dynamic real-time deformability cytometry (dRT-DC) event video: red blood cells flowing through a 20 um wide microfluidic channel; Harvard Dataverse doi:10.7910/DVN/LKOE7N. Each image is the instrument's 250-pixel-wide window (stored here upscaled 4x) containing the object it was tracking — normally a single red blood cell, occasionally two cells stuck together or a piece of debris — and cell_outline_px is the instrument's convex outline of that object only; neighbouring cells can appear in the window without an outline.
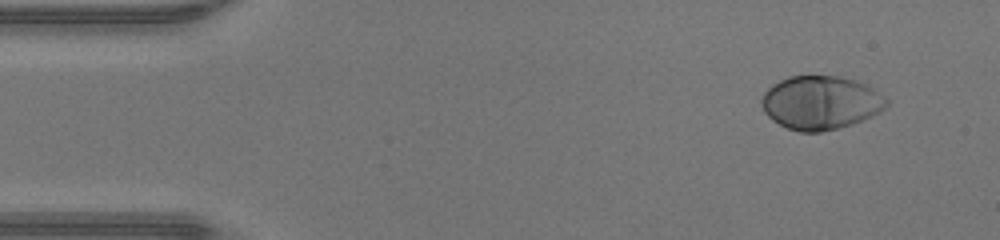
{"species": "human", "species_latin": "Homo sapiens", "temperature_condition": "warm", "stored_images_in_passage": 44, "camera_frame_rate_fps": 3000, "um_per_image_px": 0.085, "donor": {"sex": "male"}, "frame": {"image": 1, "passage_image": 1, "time_ms": 0.0, "image_size_px": [1000, 240], "cell_outline_px": [[888, 104], [880, 112], [872, 116], [852, 124], [820, 132], [800, 132], [788, 128], [772, 120], [764, 112], [760, 104], [760, 100], [764, 92], [772, 84], [788, 76], [836, 76], [856, 80], [872, 88], [888, 100]], "centroid_in_image_um": [69.72, 8.72], "position_along_channel_um": 15.3, "area_um2": 38.96}}
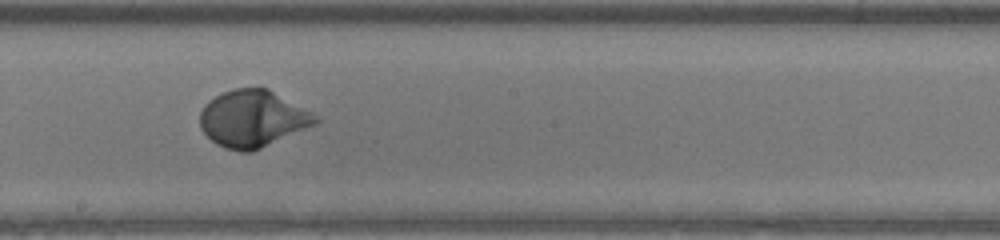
{"frame": {"image": 2, "passage_image": 23, "time_ms": 7.333, "image_size_px": [1000, 240], "cell_outline_px": [[320, 120], [316, 124], [252, 152], [240, 152], [224, 148], [216, 144], [200, 128], [200, 112], [204, 104], [208, 100], [224, 92], [236, 88], [268, 88], [312, 112]], "centroid_in_image_um": [21.47, 10.09], "position_along_channel_um": 226.7, "area_um2": 38.21}}
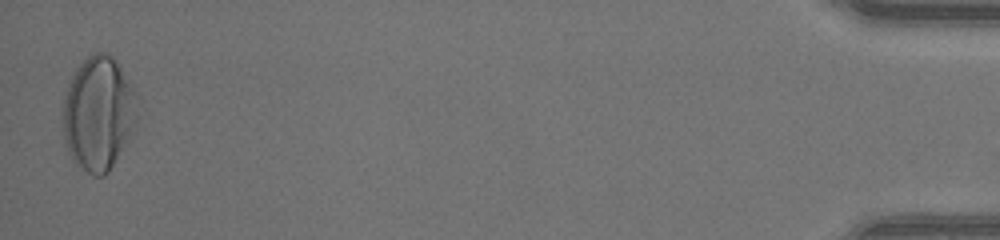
{"frame": {"image": 3, "passage_image": 44, "time_ms": 14.333, "image_size_px": [1000, 240], "cell_outline_px": [[140, 96], [136, 120], [108, 172], [104, 176], [92, 176], [76, 164], [72, 160], [64, 144], [64, 96], [68, 84], [76, 68], [88, 56], [96, 52], [104, 52], [112, 56], [116, 60]], "centroid_in_image_um": [8.37, 9.6], "position_along_channel_um": 426.8, "area_um2": 49.25}, "authors_computed_cell_mechanics": {"area_um2": 37.6278, "velocity_mm_per_s": 4.3149, "shape_relaxation_time_tau1_ms": 2.4424, "shape_relaxation_time_tau2_ms": null, "deformation_change_tau1": 0.1923, "deformation_change_tau2": null}}